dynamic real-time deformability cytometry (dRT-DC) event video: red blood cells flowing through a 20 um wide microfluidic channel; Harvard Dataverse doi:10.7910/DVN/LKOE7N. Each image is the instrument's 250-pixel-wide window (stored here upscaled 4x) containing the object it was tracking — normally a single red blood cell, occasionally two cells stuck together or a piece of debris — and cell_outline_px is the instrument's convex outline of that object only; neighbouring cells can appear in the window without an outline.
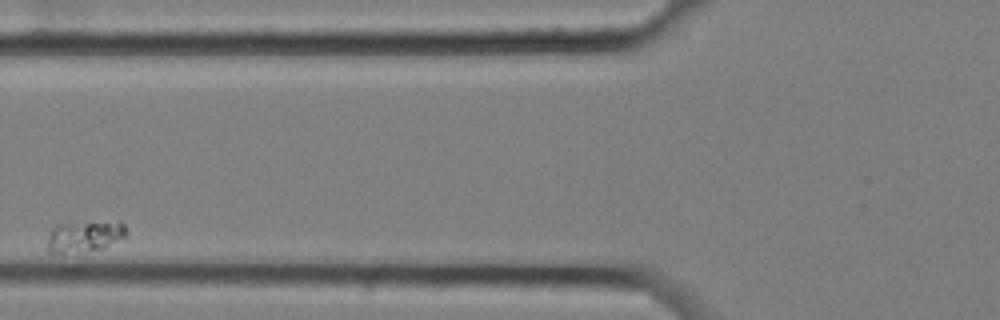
{"species": "common noctule bat (a hibernating species)", "species_latin": "Nyctalus noctula", "temperature_condition": "cold", "stored_images_in_passage": 2, "camera_frame_rate_fps": 3000, "um_per_image_px": 0.085, "animal": {"sex": "female", "body_mass_g": 25.1}, "frame": {"image": 1, "passage_image": 2, "time_ms": 0.333, "image_size_px": [1000, 320], "cell_outline_px": [[128, 232], [124, 236], [100, 248], [64, 252], [48, 252], [48, 232], [56, 224], [120, 220], [124, 224]], "centroid_in_image_um": [7.18, 20.02], "position_along_channel_um": 118.6, "area_um2": 14.05}}